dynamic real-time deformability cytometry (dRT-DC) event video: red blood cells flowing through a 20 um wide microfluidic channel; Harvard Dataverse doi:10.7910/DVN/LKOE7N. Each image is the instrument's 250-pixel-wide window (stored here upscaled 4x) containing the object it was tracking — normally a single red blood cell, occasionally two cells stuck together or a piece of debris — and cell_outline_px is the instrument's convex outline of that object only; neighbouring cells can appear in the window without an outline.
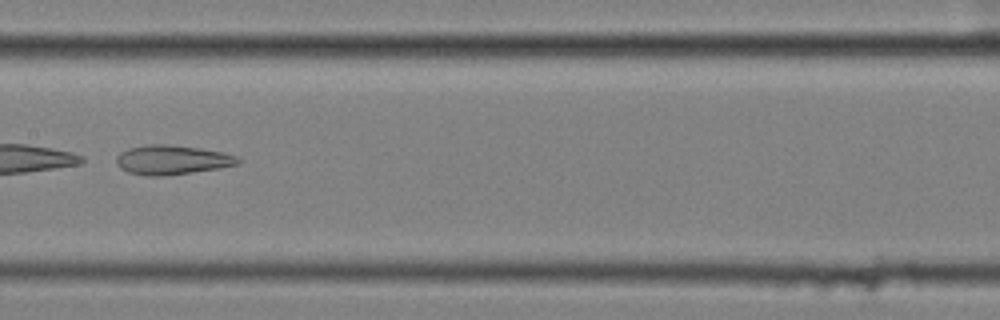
{"species": "common noctule bat (a hibernating species)", "species_latin": "Nyctalus noctula", "temperature_condition": "cold", "stored_images_in_passage": 33, "camera_frame_rate_fps": 3000, "um_per_image_px": 0.085, "animal": {"sex": "female", "body_mass_g": 25.1}, "frame": {"image": 1, "passage_image": 6, "time_ms": 1.667, "image_size_px": [1000, 320], "cell_outline_px": [[240, 160], [236, 164], [220, 168], [192, 172], [160, 176], [144, 176], [128, 172], [120, 168], [116, 164], [116, 156], [120, 152], [128, 148], [148, 144], [164, 144], [200, 148], [224, 152], [236, 156]], "centroid_in_image_um": [14.57, 13.58], "position_along_channel_um": 192.8, "area_um2": 20.81}}